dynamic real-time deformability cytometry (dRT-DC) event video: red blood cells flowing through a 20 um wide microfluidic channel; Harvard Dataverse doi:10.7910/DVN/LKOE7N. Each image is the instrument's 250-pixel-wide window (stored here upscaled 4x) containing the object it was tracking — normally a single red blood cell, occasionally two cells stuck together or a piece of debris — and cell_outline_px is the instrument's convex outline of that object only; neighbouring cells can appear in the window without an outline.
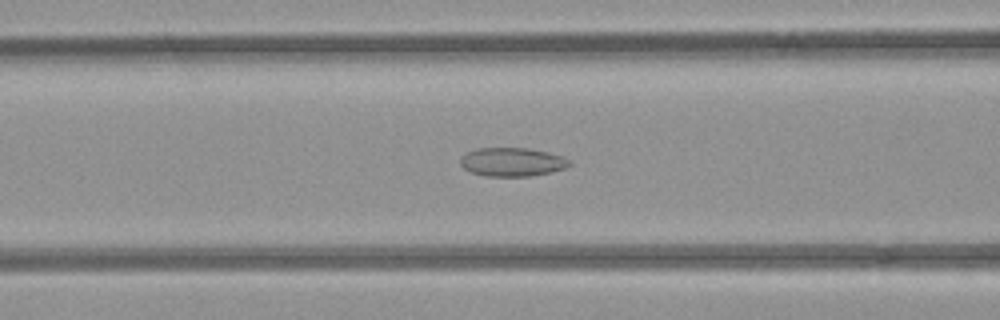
{"species": "common noctule bat (a hibernating species)", "species_latin": "Nyctalus noctula", "temperature_condition": "room temperature", "stored_images_in_passage": 47, "camera_frame_rate_fps": 3000, "um_per_image_px": 0.085, "animal": {"sex": "female", "body_mass_g": 21.9}, "frame": {"image": 1, "passage_image": 15, "time_ms": 4.667, "image_size_px": [1000, 320], "cell_outline_px": [[572, 164], [564, 168], [532, 176], [484, 176], [472, 172], [464, 168], [460, 164], [460, 156], [476, 148], [528, 148], [548, 152], [572, 160]], "centroid_in_image_um": [43.52, 13.76], "position_along_channel_um": 123.1, "area_um2": 18.21}}
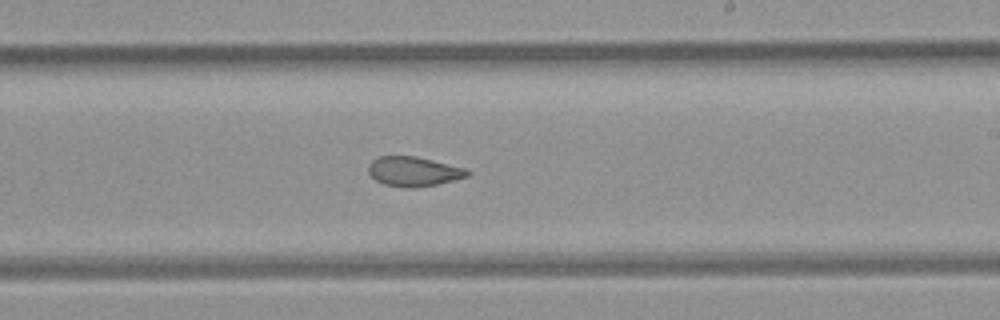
{"frame": {"image": 2, "passage_image": 25, "time_ms": 8.0, "image_size_px": [1000, 320], "cell_outline_px": [[472, 172], [468, 176], [436, 184], [412, 188], [408, 188], [384, 184], [376, 180], [368, 172], [368, 164], [376, 156], [416, 156], [464, 168]], "centroid_in_image_um": [35.12, 14.56], "position_along_channel_um": 253.9, "area_um2": 16.94}}
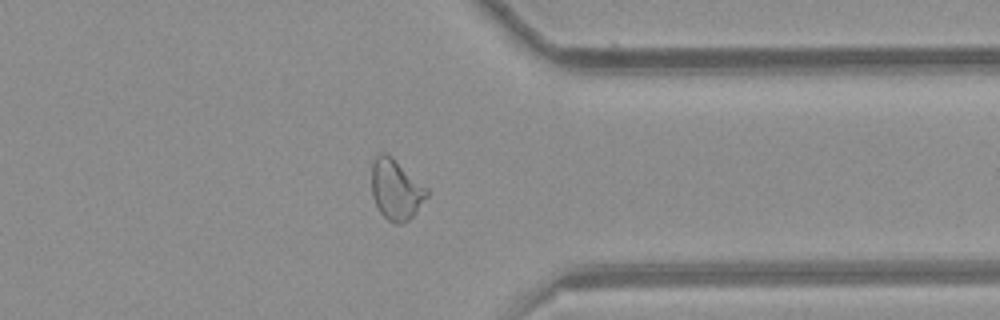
{"frame": {"image": 3, "passage_image": 35, "time_ms": 11.333, "image_size_px": [1000, 320], "cell_outline_px": [[428, 196], [412, 216], [408, 220], [400, 224], [396, 224], [388, 220], [380, 212], [372, 196], [372, 164], [376, 156], [380, 152], [384, 152], [392, 156], [428, 188]], "centroid_in_image_um": [33.66, 16.09], "position_along_channel_um": 377.7, "area_um2": 19.42}, "authors_computed_cell_mechanics": {"area_um2": 19.4208, "velocity_mm_per_s": 3.9182, "shape_relaxation_time_tau1_ms": null, "shape_relaxation_time_tau2_ms": 1.6728, "deformation_change_tau1": null, "deformation_change_tau2": 0.0711}}